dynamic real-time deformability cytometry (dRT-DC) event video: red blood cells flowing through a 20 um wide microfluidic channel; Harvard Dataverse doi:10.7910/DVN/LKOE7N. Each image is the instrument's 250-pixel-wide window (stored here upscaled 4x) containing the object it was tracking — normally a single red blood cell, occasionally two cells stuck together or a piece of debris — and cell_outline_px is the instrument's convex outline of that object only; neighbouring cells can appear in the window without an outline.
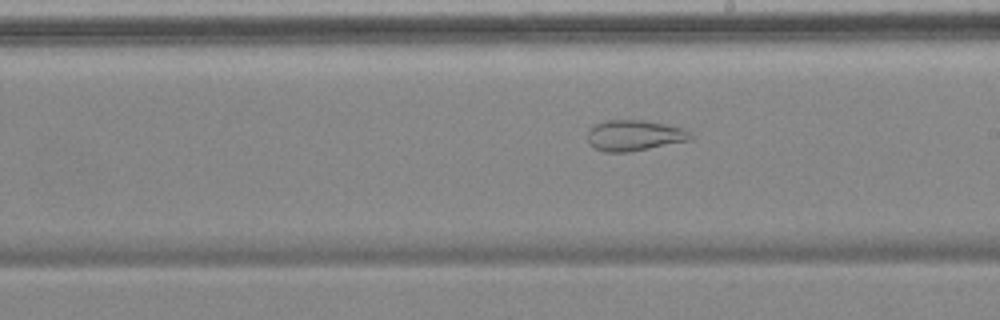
{"species": "common noctule bat (a hibernating species)", "species_latin": "Nyctalus noctula", "temperature_condition": "cold", "stored_images_in_passage": 10, "camera_frame_rate_fps": 3000, "um_per_image_px": 0.085, "animal": {"sex": "female", "body_mass_g": 18.4}, "frame": {"image": 1, "passage_image": 10, "time_ms": 10.333, "image_size_px": [1000, 320], "cell_outline_px": [[692, 140], [628, 152], [604, 152], [588, 144], [588, 128], [596, 124], [608, 120], [644, 120], [684, 128], [692, 136]], "centroid_in_image_um": [53.9, 11.51], "position_along_channel_um": 235.1, "area_um2": 18.44}}